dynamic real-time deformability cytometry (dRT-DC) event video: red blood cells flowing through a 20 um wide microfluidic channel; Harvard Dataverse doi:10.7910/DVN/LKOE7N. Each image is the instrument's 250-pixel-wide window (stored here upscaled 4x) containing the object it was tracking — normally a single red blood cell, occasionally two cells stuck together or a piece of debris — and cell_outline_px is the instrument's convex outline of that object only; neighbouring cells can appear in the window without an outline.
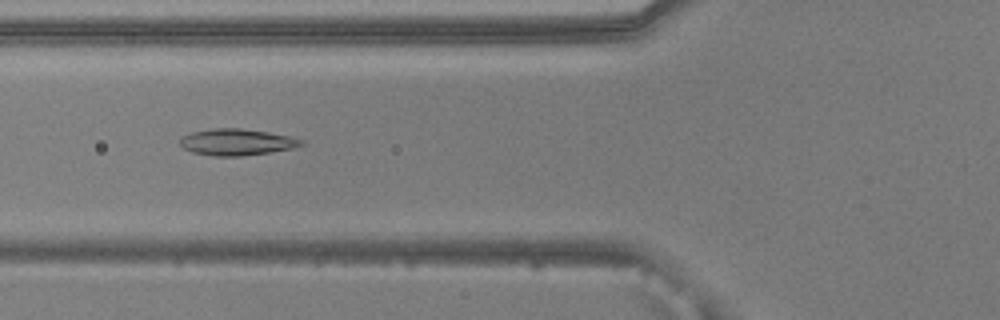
{"species": "common noctule bat (a hibernating species)", "species_latin": "Nyctalus noctula", "temperature_condition": "warm", "stored_images_in_passage": 53, "camera_frame_rate_fps": 3000, "um_per_image_px": 0.085, "animal": {"sex": "male", "body_mass_g": 20.5, "forearm_length_mm": 52.5}, "frame": {"image": 1, "passage_image": 20, "time_ms": 6.333, "image_size_px": [1000, 320], "cell_outline_px": [[304, 144], [296, 148], [240, 156], [216, 156], [192, 152], [184, 148], [180, 144], [180, 136], [192, 132], [212, 128], [240, 128], [268, 132], [292, 136], [304, 140]], "centroid_in_image_um": [20.14, 12.07], "position_along_channel_um": 105.7, "area_um2": 18.79}}
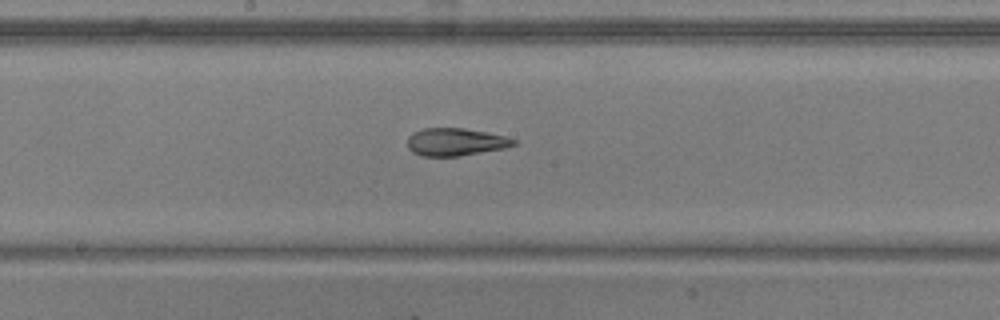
{"frame": {"image": 2, "passage_image": 28, "time_ms": 9.0, "image_size_px": [1000, 320], "cell_outline_px": [[516, 144], [504, 148], [460, 156], [420, 156], [412, 152], [408, 148], [408, 136], [412, 132], [424, 128], [464, 128], [488, 132], [504, 136], [516, 140]], "centroid_in_image_um": [38.69, 12.06], "position_along_channel_um": 209.5, "area_um2": 17.17}}
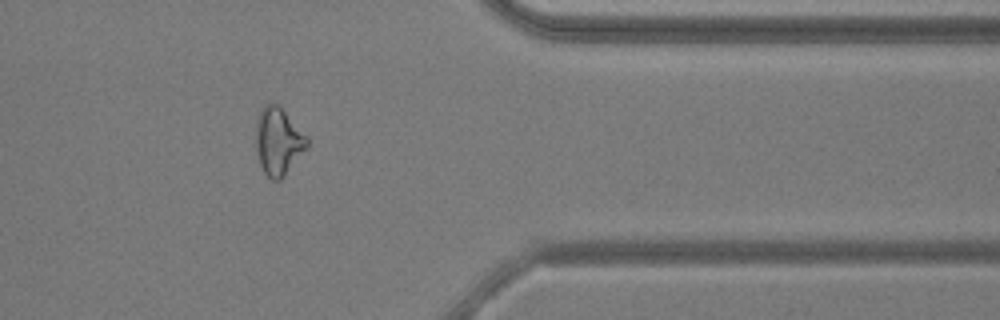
{"frame": {"image": 3, "passage_image": 43, "time_ms": 14.0, "image_size_px": [1000, 320], "cell_outline_px": [[308, 144], [284, 176], [280, 180], [272, 180], [264, 172], [260, 164], [256, 152], [256, 120], [264, 104], [272, 100], [308, 136]], "centroid_in_image_um": [23.62, 11.99], "position_along_channel_um": 387.8, "area_um2": 19.83}}